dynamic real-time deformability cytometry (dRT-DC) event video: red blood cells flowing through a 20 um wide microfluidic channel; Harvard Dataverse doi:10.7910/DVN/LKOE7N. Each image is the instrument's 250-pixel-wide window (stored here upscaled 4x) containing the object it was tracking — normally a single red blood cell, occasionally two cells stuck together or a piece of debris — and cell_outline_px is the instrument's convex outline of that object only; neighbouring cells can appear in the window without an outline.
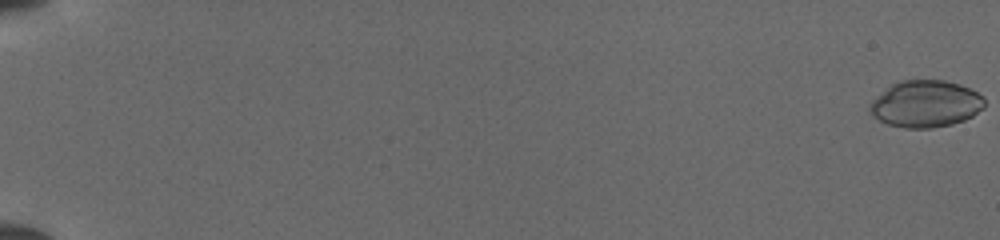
{"species": "common noctule bat (a hibernating species)", "species_latin": "Nyctalus noctula", "temperature_condition": "cold", "stored_images_in_passage": 48, "camera_frame_rate_fps": 3000, "um_per_image_px": 0.085, "animal": {"sex": "female", "body_mass_g": 19.5, "forearm_length_mm": 54.1}, "frame": {"image": 1, "passage_image": 1, "time_ms": 0.0, "image_size_px": [1000, 240], "cell_outline_px": [[984, 108], [972, 116], [964, 120], [952, 124], [932, 128], [904, 128], [888, 124], [872, 116], [868, 108], [868, 104], [872, 100], [892, 84], [900, 80], [944, 80], [960, 84], [984, 96]], "centroid_in_image_um": [78.67, 8.83], "position_along_channel_um": 6.3, "area_um2": 31.39}}
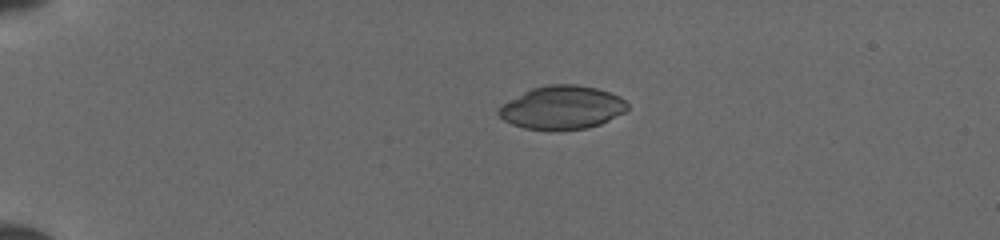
{"frame": {"image": 2, "passage_image": 15, "time_ms": 4.333, "image_size_px": [1000, 240], "cell_outline_px": [[628, 108], [624, 112], [600, 124], [588, 128], [560, 132], [552, 132], [524, 128], [512, 124], [504, 120], [496, 112], [504, 104], [524, 92], [532, 88], [548, 84], [576, 84], [596, 88], [620, 96], [628, 104]], "centroid_in_image_um": [47.78, 9.17], "position_along_channel_um": 37.2, "area_um2": 32.77}}
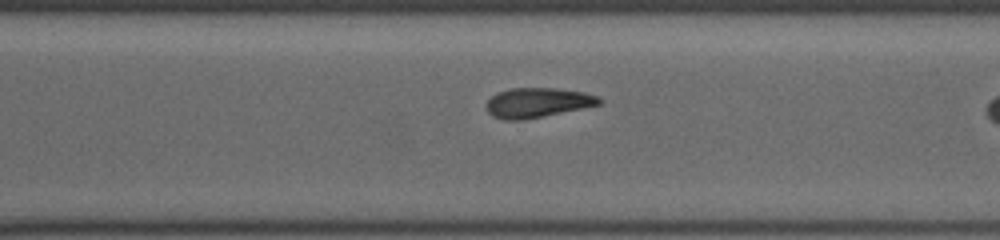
{"frame": {"image": 3, "passage_image": 47, "time_ms": 13.0, "image_size_px": [1000, 240], "cell_outline_px": [[604, 100], [600, 104], [524, 120], [504, 120], [492, 116], [488, 112], [488, 100], [492, 96], [508, 88], [556, 88], [584, 92], [596, 96]], "centroid_in_image_um": [45.69, 8.72], "position_along_channel_um": 324.9, "area_um2": 19.31}}